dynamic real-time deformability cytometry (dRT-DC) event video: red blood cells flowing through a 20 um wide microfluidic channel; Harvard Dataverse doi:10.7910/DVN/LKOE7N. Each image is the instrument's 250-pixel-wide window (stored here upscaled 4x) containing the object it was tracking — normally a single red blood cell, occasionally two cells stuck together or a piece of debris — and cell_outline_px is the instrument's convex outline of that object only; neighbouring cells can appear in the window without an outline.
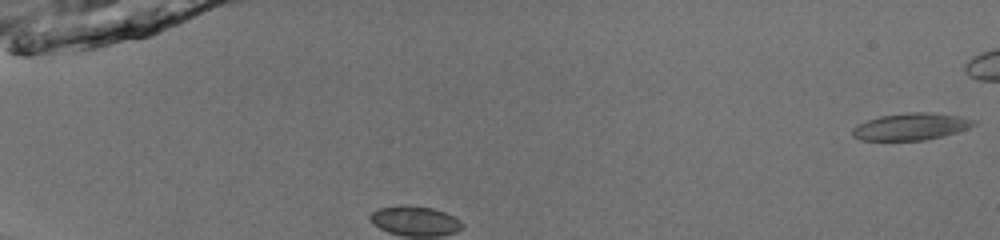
{"species": "common noctule bat (a hibernating species)", "species_latin": "Nyctalus noctula", "temperature_condition": "room temperature", "stored_images_in_passage": 37, "camera_frame_rate_fps": 3000, "um_per_image_px": 0.085, "animal": {"sex": "male", "body_mass_g": 13.0, "forearm_length_mm": 53.1}, "frame": {"image": 1, "passage_image": 1, "time_ms": 0.0, "image_size_px": [1000, 240], "cell_outline_px": [[976, 124], [968, 128], [944, 136], [924, 140], [860, 140], [852, 136], [852, 128], [868, 120], [880, 116], [908, 112], [932, 112], [960, 116], [976, 120]], "centroid_in_image_um": [77.45, 10.75], "position_along_channel_um": 7.5, "area_um2": 19.07}}
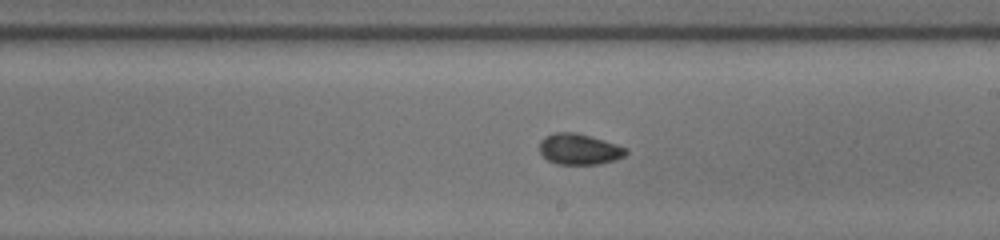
{"frame": {"image": 2, "passage_image": 17, "time_ms": 5.333, "image_size_px": [1000, 240], "cell_outline_px": [[628, 152], [624, 156], [616, 160], [600, 164], [556, 164], [548, 160], [540, 152], [540, 140], [544, 136], [552, 132], [576, 132], [592, 136], [628, 148]], "centroid_in_image_um": [49.24, 12.67], "position_along_channel_um": 239.8, "area_um2": 15.78}}
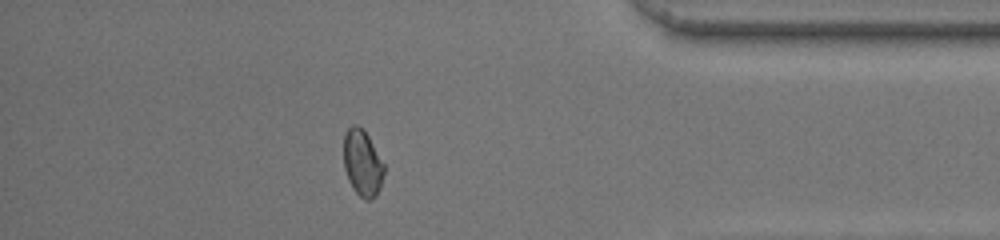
{"frame": {"image": 3, "passage_image": 31, "time_ms": 10.0, "image_size_px": [1000, 240], "cell_outline_px": [[384, 172], [380, 188], [376, 196], [372, 200], [364, 200], [352, 188], [348, 180], [344, 168], [344, 136], [348, 128], [352, 124], [356, 124], [368, 136], [384, 164]], "centroid_in_image_um": [30.8, 13.9], "position_along_channel_um": 404.4, "area_um2": 15.55}, "authors_computed_cell_mechanics": {"area_um2": 15.5482, "velocity_mm_per_s": 4.0089, "shape_relaxation_time_tau1_ms": 3.1612, "shape_relaxation_time_tau2_ms": 2.1596, "deformation_change_tau1": 0.0467, "deformation_change_tau2": 0.0412}}